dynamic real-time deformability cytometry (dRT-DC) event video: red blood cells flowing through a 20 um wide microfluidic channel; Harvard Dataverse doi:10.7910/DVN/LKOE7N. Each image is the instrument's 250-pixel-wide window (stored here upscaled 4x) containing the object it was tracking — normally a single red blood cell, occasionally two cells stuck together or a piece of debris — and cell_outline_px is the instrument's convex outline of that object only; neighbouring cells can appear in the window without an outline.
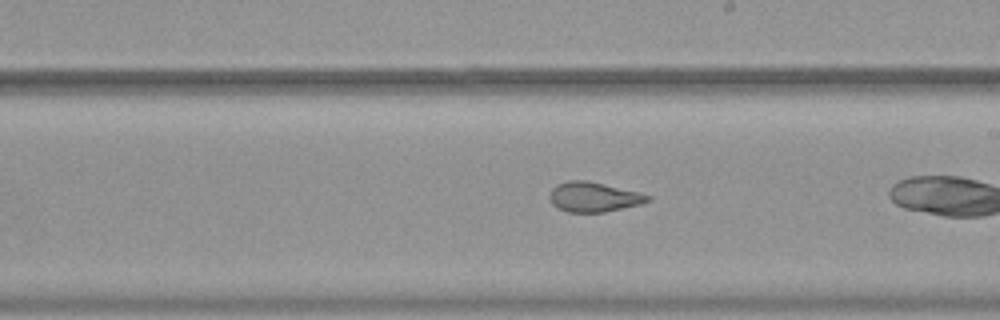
{"species": "common noctule bat (a hibernating species)", "species_latin": "Nyctalus noctula", "temperature_condition": "warm", "stored_images_in_passage": 40, "segment_of_instrument_passage": [1, 2], "camera_frame_rate_fps": 3000, "um_per_image_px": 0.085, "animal": {"sex": "female", "body_mass_g": 19.9}, "frame": {"image": 1, "passage_image": 29, "time_ms": 9.333, "image_size_px": [1000, 320], "cell_outline_px": [[652, 200], [640, 204], [604, 212], [568, 212], [552, 204], [548, 196], [552, 188], [556, 184], [568, 180], [588, 180], [640, 192], [652, 196]], "centroid_in_image_um": [50.47, 16.73], "position_along_channel_um": 238.5, "area_um2": 17.17}}